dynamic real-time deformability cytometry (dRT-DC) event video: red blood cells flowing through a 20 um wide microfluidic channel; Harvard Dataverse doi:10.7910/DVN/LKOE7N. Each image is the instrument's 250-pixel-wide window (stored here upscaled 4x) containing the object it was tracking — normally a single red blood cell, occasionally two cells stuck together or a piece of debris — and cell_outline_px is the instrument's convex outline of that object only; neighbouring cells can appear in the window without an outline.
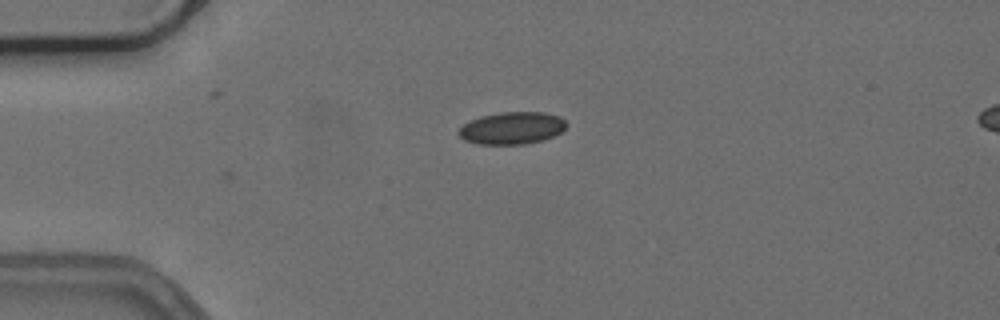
{"species": "common noctule bat (a hibernating species)", "species_latin": "Nyctalus noctula", "temperature_condition": "cold", "stored_images_in_passage": 40, "camera_frame_rate_fps": 3000, "um_per_image_px": 0.085, "animal": {"sex": "female", "body_mass_g": 24.6, "forearm_length_mm": 56.2}, "frame": {"image": 1, "passage_image": 1, "time_ms": 0.0, "image_size_px": [1000, 320], "cell_outline_px": [[568, 124], [560, 132], [544, 140], [524, 144], [476, 144], [464, 140], [456, 132], [464, 124], [480, 116], [500, 112], [544, 112], [560, 116]], "centroid_in_image_um": [43.51, 10.88], "position_along_channel_um": 41.5, "area_um2": 20.29}}
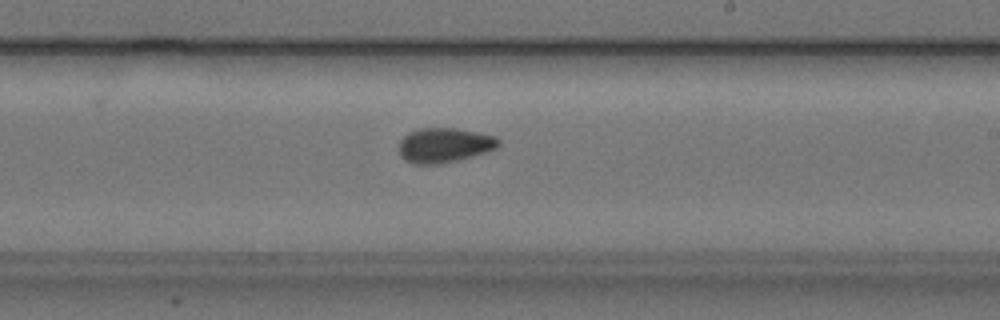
{"frame": {"image": 2, "passage_image": 20, "time_ms": 6.333, "image_size_px": [1000, 320], "cell_outline_px": [[500, 144], [496, 148], [472, 156], [440, 164], [412, 164], [404, 160], [400, 156], [400, 140], [408, 132], [420, 128], [456, 128], [496, 136], [500, 140]], "centroid_in_image_um": [37.75, 12.34], "position_along_channel_um": 251.3, "area_um2": 20.11}}
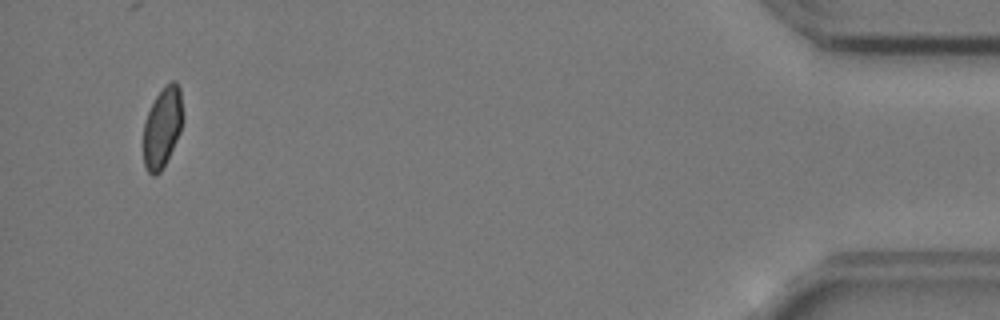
{"frame": {"image": 3, "passage_image": 40, "time_ms": 13.0, "image_size_px": [1000, 320], "cell_outline_px": [[184, 120], [180, 132], [160, 172], [156, 176], [152, 176], [148, 172], [144, 164], [144, 124], [148, 112], [156, 96], [172, 80], [176, 80], [180, 88], [184, 116]], "centroid_in_image_um": [13.82, 10.81], "position_along_channel_um": 421.4, "area_um2": 18.32}, "authors_computed_cell_mechanics": {"area_um2": 19.9121, "velocity_mm_per_s": 3.7465, "shape_relaxation_time_tau1_ms": 8.2037, "shape_relaxation_time_tau2_ms": 2.8766, "deformation_change_tau1": 0.0856, "deformation_change_tau2": 0.0724}}